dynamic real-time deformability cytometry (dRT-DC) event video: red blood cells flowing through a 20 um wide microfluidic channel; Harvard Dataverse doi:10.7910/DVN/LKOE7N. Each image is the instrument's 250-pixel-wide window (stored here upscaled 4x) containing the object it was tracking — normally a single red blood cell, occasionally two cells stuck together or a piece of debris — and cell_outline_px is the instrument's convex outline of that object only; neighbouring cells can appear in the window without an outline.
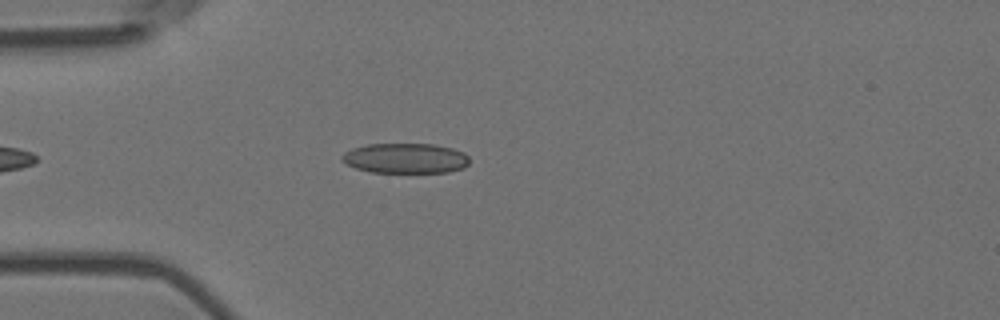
{"species": "Egyptian fruit bat (a non-hibernating species)", "species_latin": "Rousettus aegyptiacus", "temperature_condition": "room temperature", "stored_images_in_passage": 32, "camera_frame_rate_fps": 3000, "um_per_image_px": 0.085, "animal": {"sex": "female"}, "frame": {"image": 1, "passage_image": 7, "time_ms": 2.0, "image_size_px": [1000, 320], "cell_outline_px": [[468, 164], [464, 168], [448, 172], [368, 172], [356, 168], [340, 160], [340, 156], [344, 152], [352, 148], [368, 144], [432, 144], [452, 148], [464, 152], [468, 156]], "centroid_in_image_um": [34.44, 13.45], "position_along_channel_um": 50.6, "area_um2": 22.43}}
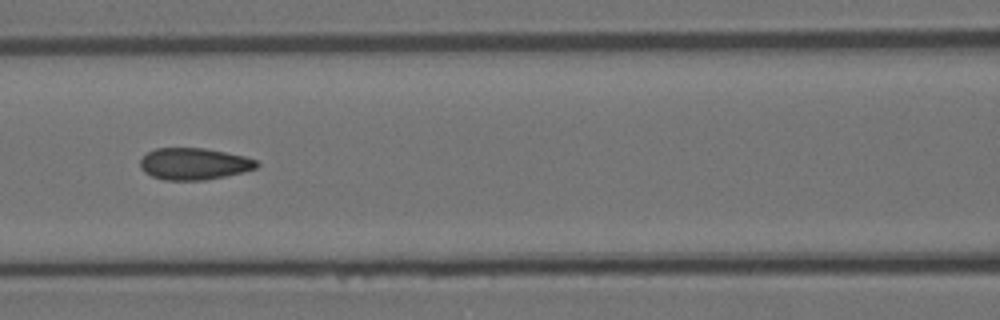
{"frame": {"image": 2, "passage_image": 16, "time_ms": 5.0, "image_size_px": [1000, 320], "cell_outline_px": [[260, 164], [256, 168], [224, 176], [204, 180], [164, 180], [152, 176], [144, 172], [140, 168], [140, 160], [148, 152], [156, 148], [204, 148], [244, 156], [256, 160]], "centroid_in_image_um": [16.46, 13.92], "position_along_channel_um": 150.1, "area_um2": 21.39}}
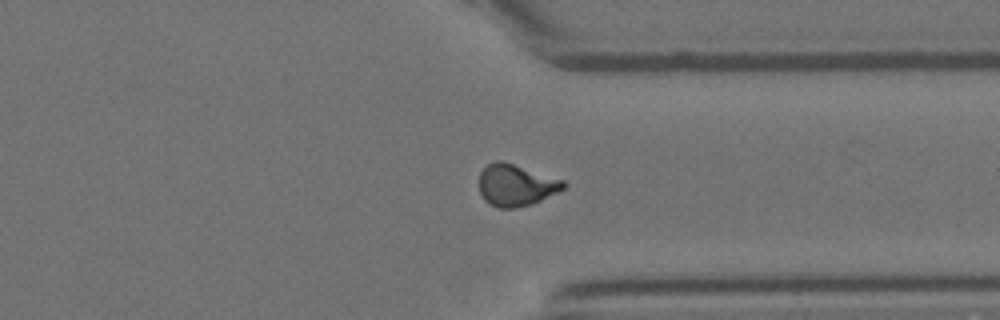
{"frame": {"image": 3, "passage_image": 30, "time_ms": 9.667, "image_size_px": [1000, 320], "cell_outline_px": [[568, 184], [564, 188], [532, 204], [512, 208], [496, 208], [488, 204], [484, 200], [480, 192], [480, 172], [488, 164], [496, 160], [504, 160], [564, 180]], "centroid_in_image_um": [43.84, 15.72], "position_along_channel_um": 367.6, "area_um2": 20.63}}